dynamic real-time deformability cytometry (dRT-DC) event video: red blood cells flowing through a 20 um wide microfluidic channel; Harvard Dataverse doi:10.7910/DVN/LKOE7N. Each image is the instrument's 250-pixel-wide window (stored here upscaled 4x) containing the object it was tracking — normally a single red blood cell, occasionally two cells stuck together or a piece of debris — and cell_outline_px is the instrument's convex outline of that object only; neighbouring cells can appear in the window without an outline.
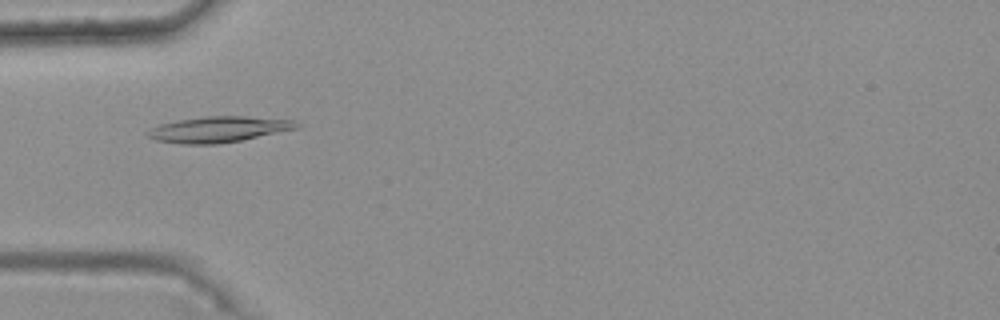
{"species": "common noctule bat (a hibernating species)", "species_latin": "Nyctalus noctula", "temperature_condition": "warm", "stored_images_in_passage": 49, "camera_frame_rate_fps": 3000, "um_per_image_px": 0.085, "animal": {"sex": "female", "body_mass_g": 25.1}, "frame": {"image": 1, "passage_image": 17, "time_ms": 5.333, "image_size_px": [1000, 320], "cell_outline_px": [[300, 128], [240, 140], [216, 144], [184, 144], [156, 140], [148, 136], [148, 132], [152, 128], [160, 124], [180, 120], [208, 116], [244, 116], [296, 120], [300, 124]], "centroid_in_image_um": [18.65, 10.99], "position_along_channel_um": 66.4, "area_um2": 22.14}}
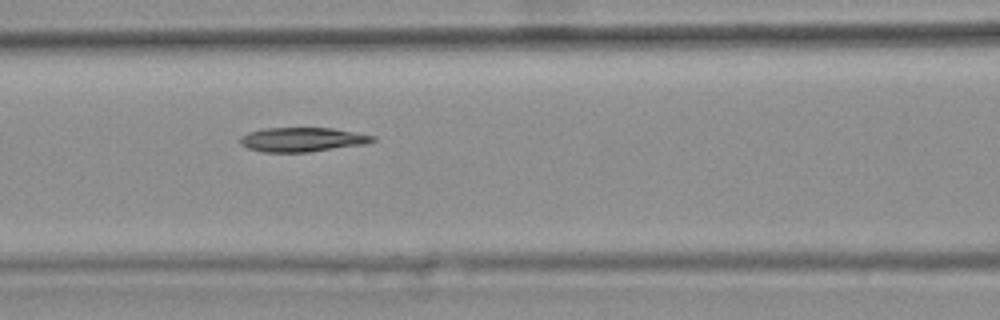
{"frame": {"image": 2, "passage_image": 23, "time_ms": 7.333, "image_size_px": [1000, 320], "cell_outline_px": [[376, 140], [364, 144], [308, 152], [264, 152], [248, 148], [240, 144], [240, 136], [248, 132], [260, 128], [332, 128], [376, 136]], "centroid_in_image_um": [25.66, 11.86], "position_along_channel_um": 140.9, "area_um2": 18.73}}
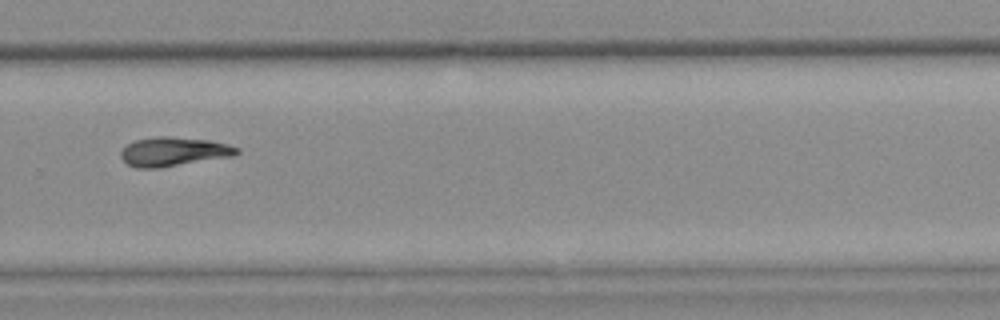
{"frame": {"image": 3, "passage_image": 37, "time_ms": 12.0, "image_size_px": [1000, 320], "cell_outline_px": [[240, 152], [232, 156], [160, 168], [136, 168], [128, 164], [120, 156], [120, 152], [128, 144], [136, 140], [156, 136], [168, 136], [208, 140], [228, 144], [240, 148]], "centroid_in_image_um": [14.76, 12.89], "position_along_channel_um": 315.0, "area_um2": 19.59}}